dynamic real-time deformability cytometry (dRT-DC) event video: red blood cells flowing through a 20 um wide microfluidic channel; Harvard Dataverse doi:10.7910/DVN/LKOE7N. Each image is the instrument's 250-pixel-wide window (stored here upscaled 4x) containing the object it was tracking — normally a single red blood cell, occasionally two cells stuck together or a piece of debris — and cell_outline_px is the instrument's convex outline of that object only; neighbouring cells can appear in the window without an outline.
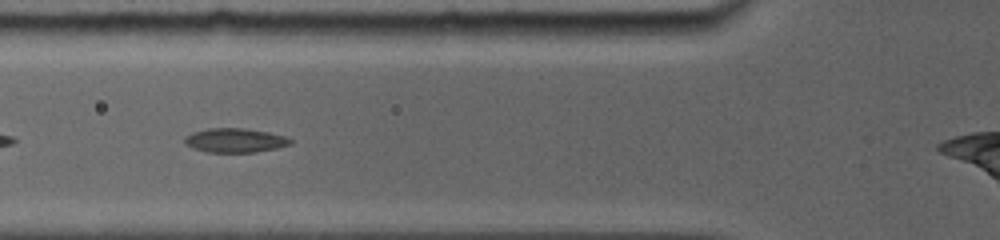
{"species": "common noctule bat (a hibernating species)", "species_latin": "Nyctalus noctula", "temperature_condition": "room temperature", "stored_images_in_passage": 38, "camera_frame_rate_fps": 5000, "um_per_image_px": 0.085, "animal": {"sex": "female", "body_mass_g": 19.0, "forearm_length_mm": 56.7}, "frame": {"image": 1, "passage_image": 7, "time_ms": 1.8, "image_size_px": [1000, 240], "cell_outline_px": [[292, 144], [276, 148], [256, 152], [208, 152], [192, 148], [184, 144], [184, 136], [192, 132], [208, 128], [244, 128], [268, 132], [284, 136], [292, 140]], "centroid_in_image_um": [19.94, 11.93], "position_along_channel_um": 105.9, "area_um2": 14.97}}
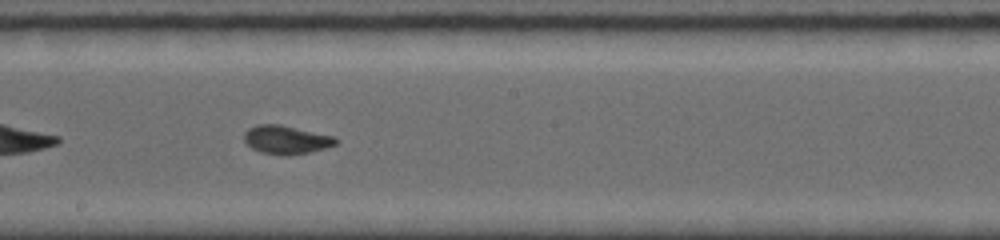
{"frame": {"image": 2, "passage_image": 18, "time_ms": 4.8, "image_size_px": [1000, 240], "cell_outline_px": [[340, 140], [336, 144], [324, 148], [308, 152], [288, 156], [280, 156], [260, 152], [252, 148], [244, 140], [244, 132], [248, 128], [256, 124], [280, 124], [336, 136]], "centroid_in_image_um": [24.33, 11.87], "position_along_channel_um": 223.9, "area_um2": 15.49}}
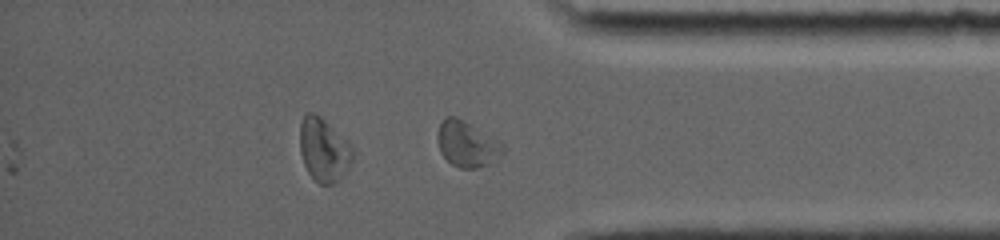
{"frame": {"image": 3, "passage_image": 34, "time_ms": 9.2, "image_size_px": [1000, 240], "cell_outline_px": [[504, 148], [488, 164], [476, 168], [460, 168], [452, 164], [440, 152], [436, 136], [436, 132], [440, 124], [448, 116], [456, 116]], "centroid_in_image_um": [39.54, 12.26], "position_along_channel_um": 395.7, "area_um2": 16.18}}